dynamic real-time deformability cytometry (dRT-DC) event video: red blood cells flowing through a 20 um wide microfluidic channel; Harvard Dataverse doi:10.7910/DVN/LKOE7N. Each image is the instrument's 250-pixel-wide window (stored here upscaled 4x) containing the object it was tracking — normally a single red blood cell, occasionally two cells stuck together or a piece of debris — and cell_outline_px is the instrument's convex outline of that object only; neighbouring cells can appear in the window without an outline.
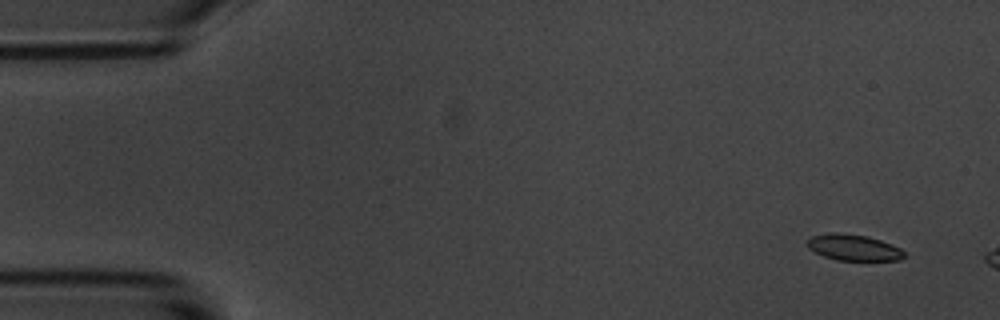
{"species": "common noctule bat (a hibernating species)", "species_latin": "Nyctalus noctula", "temperature_condition": "room temperature", "stored_images_in_passage": 3, "camera_frame_rate_fps": 3000, "um_per_image_px": 0.085, "animal": {"sex": "male", "body_mass_g": 20.1, "forearm_length_mm": 53.5}, "frame": {"image": 1, "passage_image": 1, "time_ms": 0.0, "image_size_px": [1000, 320], "cell_outline_px": [[904, 256], [900, 260], [836, 260], [824, 256], [808, 248], [808, 240], [812, 236], [832, 232], [840, 232], [868, 236], [892, 244], [900, 248], [904, 252]], "centroid_in_image_um": [72.56, 21.03], "position_along_channel_um": 12.4, "area_um2": 14.68}}